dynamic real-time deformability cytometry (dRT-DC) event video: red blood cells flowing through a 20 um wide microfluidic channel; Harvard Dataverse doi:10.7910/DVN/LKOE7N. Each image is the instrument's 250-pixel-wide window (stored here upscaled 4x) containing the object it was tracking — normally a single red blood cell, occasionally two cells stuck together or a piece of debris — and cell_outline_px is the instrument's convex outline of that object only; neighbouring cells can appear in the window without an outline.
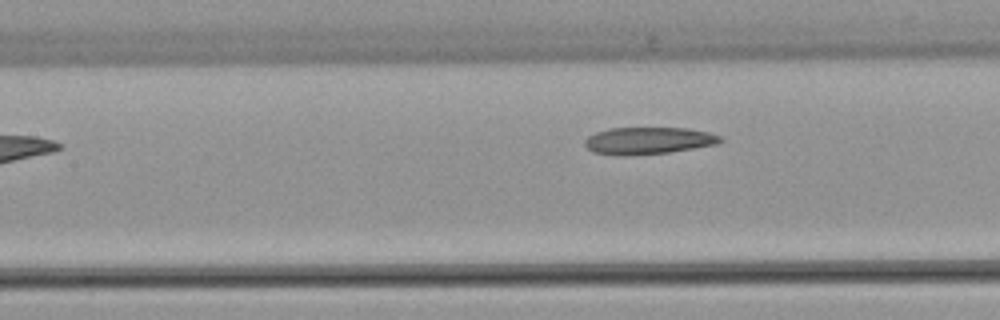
{"species": "common noctule bat (a hibernating species)", "species_latin": "Nyctalus noctula", "temperature_condition": "warm", "stored_images_in_passage": 6, "camera_frame_rate_fps": 3000, "um_per_image_px": 0.085, "animal": {"sex": "female", "body_mass_g": 22.7, "forearm_length_mm": 54.2}, "frame": {"image": 1, "passage_image": 6, "time_ms": 7.0, "image_size_px": [1000, 320], "cell_outline_px": [[724, 140], [720, 144], [668, 152], [624, 156], [616, 156], [592, 152], [584, 144], [584, 140], [588, 136], [596, 132], [612, 128], [688, 128], [708, 132], [720, 136]], "centroid_in_image_um": [55.11, 11.96], "position_along_channel_um": 152.3, "area_um2": 21.5}}